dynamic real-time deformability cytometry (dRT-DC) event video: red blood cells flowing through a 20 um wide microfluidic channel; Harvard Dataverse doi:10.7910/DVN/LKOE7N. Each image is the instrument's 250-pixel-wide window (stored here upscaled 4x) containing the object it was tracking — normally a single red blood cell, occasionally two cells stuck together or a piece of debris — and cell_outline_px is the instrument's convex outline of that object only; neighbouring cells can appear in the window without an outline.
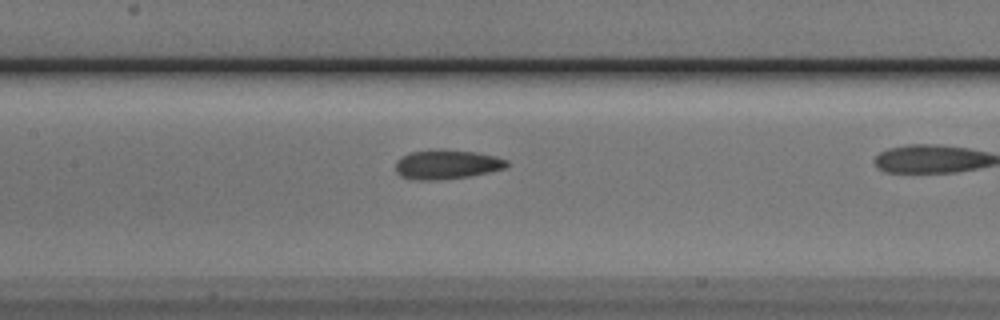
{"species": "Egyptian fruit bat (a non-hibernating species)", "species_latin": "Rousettus aegyptiacus", "temperature_condition": "cold", "stored_images_in_passage": 20, "camera_frame_rate_fps": 3000, "um_per_image_px": 0.085, "animal": {"sex": "male"}, "frame": {"image": 1, "passage_image": 15, "time_ms": 4.667, "image_size_px": [1000, 320], "cell_outline_px": [[508, 168], [472, 176], [440, 180], [412, 180], [400, 176], [396, 172], [396, 160], [400, 156], [408, 152], [440, 148], [444, 148], [476, 152], [496, 156], [508, 160]], "centroid_in_image_um": [37.97, 13.97], "position_along_channel_um": 169.4, "area_um2": 19.71}}